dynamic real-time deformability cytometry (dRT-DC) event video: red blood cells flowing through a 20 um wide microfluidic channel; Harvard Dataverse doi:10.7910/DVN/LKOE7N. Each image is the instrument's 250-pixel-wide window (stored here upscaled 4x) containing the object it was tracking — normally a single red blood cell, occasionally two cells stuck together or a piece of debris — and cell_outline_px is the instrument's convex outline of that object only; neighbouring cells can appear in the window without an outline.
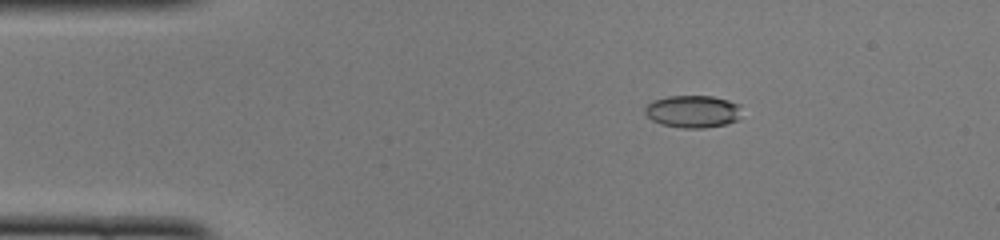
{"species": "common noctule bat (a hibernating species)", "species_latin": "Nyctalus noctula", "temperature_condition": "cold", "stored_images_in_passage": 49, "camera_frame_rate_fps": 3000, "um_per_image_px": 0.085, "animal": {"sex": "female", "body_mass_g": 22.0, "forearm_length_mm": 56.7}, "frame": {"image": 1, "passage_image": 8, "time_ms": 2.333, "image_size_px": [1000, 240], "cell_outline_px": [[740, 116], [736, 120], [728, 124], [704, 128], [684, 128], [660, 124], [652, 120], [644, 112], [644, 108], [652, 100], [668, 96], [712, 96], [728, 100], [740, 104]], "centroid_in_image_um": [58.89, 9.47], "position_along_channel_um": 26.1, "area_um2": 18.38}}
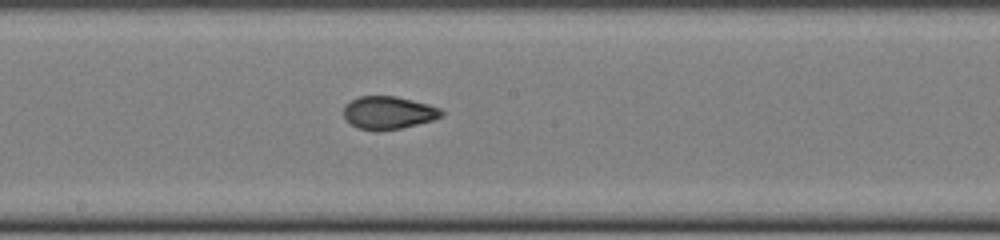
{"frame": {"image": 2, "passage_image": 26, "time_ms": 8.333, "image_size_px": [1000, 240], "cell_outline_px": [[444, 116], [432, 120], [400, 128], [356, 128], [344, 116], [344, 104], [360, 96], [396, 96], [428, 104], [440, 108], [444, 112]], "centroid_in_image_um": [33.04, 9.54], "position_along_channel_um": 215.2, "area_um2": 18.15}}
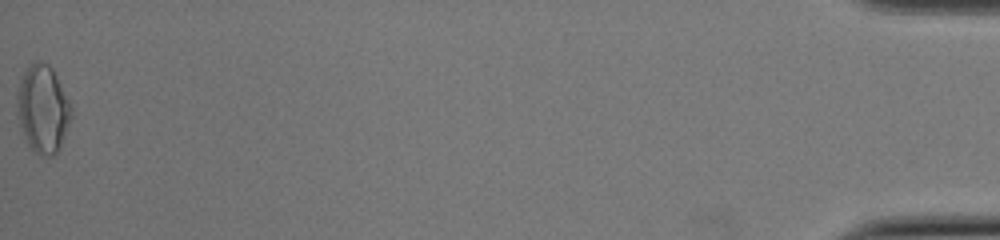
{"frame": {"image": 3, "passage_image": 49, "time_ms": 16.0, "image_size_px": [1000, 240], "cell_outline_px": [[72, 116], [60, 148], [52, 156], [40, 156], [28, 144], [24, 136], [16, 112], [16, 96], [20, 80], [24, 72], [36, 60], [40, 60], [48, 64], [52, 68], [72, 108]], "centroid_in_image_um": [3.63, 9.27], "position_along_channel_um": 431.6, "area_um2": 27.57}, "authors_computed_cell_mechanics": {"area_um2": 18.8428, "velocity_mm_per_s": 4.1161, "shape_relaxation_time_tau1_ms": null, "shape_relaxation_time_tau2_ms": 1.2474, "deformation_change_tau1": null, "deformation_change_tau2": 0.0644}}